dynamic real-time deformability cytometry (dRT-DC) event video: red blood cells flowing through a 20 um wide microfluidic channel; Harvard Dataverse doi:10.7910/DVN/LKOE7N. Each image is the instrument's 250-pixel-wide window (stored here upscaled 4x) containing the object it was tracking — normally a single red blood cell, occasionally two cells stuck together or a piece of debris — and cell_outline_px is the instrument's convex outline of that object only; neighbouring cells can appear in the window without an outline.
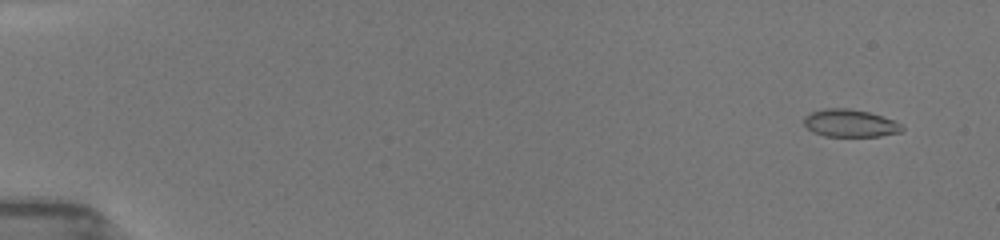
{"species": "common noctule bat (a hibernating species)", "species_latin": "Nyctalus noctula", "temperature_condition": "room temperature", "stored_images_in_passage": 43, "camera_frame_rate_fps": 3000, "um_per_image_px": 0.085, "animal": {"sex": "female", "body_mass_g": 19.5, "forearm_length_mm": 54.1}, "frame": {"image": 1, "passage_image": 5, "time_ms": 1.0, "image_size_px": [1000, 240], "cell_outline_px": [[904, 128], [900, 132], [880, 136], [824, 136], [812, 132], [804, 124], [804, 116], [812, 112], [824, 108], [848, 108], [868, 112], [904, 124]], "centroid_in_image_um": [72.25, 10.47], "position_along_channel_um": 12.8, "area_um2": 15.72}}
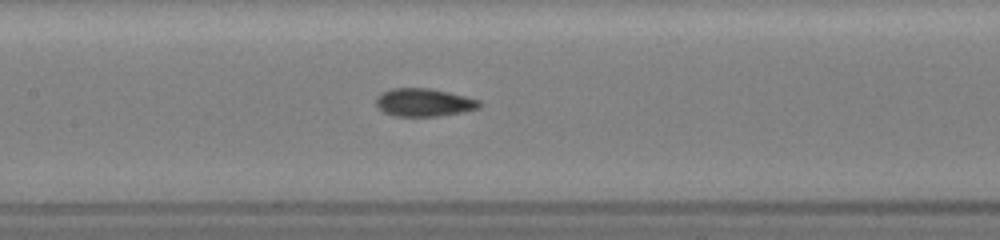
{"frame": {"image": 2, "passage_image": 21, "time_ms": 8.667, "image_size_px": [1000, 240], "cell_outline_px": [[484, 104], [480, 108], [460, 112], [436, 116], [392, 116], [384, 112], [376, 104], [376, 96], [380, 92], [392, 88], [428, 88], [448, 92], [480, 100]], "centroid_in_image_um": [36.02, 8.7], "position_along_channel_um": 171.4, "area_um2": 16.88}}
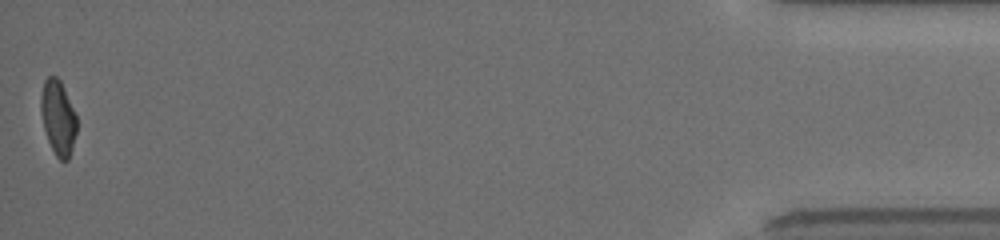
{"frame": {"image": 3, "passage_image": 43, "time_ms": 17.333, "image_size_px": [1000, 240], "cell_outline_px": [[76, 132], [72, 148], [68, 160], [60, 160], [56, 156], [48, 140], [44, 128], [40, 108], [40, 96], [44, 80], [48, 76], [56, 76], [60, 80], [64, 88], [76, 116]], "centroid_in_image_um": [4.92, 9.98], "position_along_channel_um": 430.3, "area_um2": 15.43}, "authors_computed_cell_mechanics": {"area_um2": 16.2418, "velocity_mm_per_s": 3.9677, "shape_relaxation_time_tau1_ms": 4.9402, "shape_relaxation_time_tau2_ms": 1.1061, "deformation_change_tau1": 0.1577, "deformation_change_tau2": 0.0537}}